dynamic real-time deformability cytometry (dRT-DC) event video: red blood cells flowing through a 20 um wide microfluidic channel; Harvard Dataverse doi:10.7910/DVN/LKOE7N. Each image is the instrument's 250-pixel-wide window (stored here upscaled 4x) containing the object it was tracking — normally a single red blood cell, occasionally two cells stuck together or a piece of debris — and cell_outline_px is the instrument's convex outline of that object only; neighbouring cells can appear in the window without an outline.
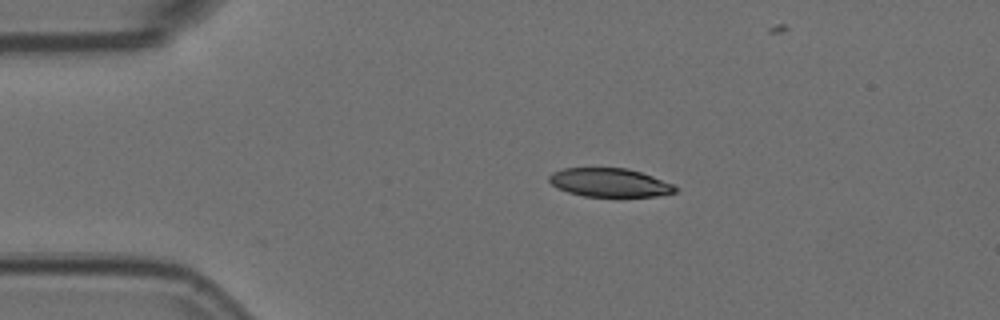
{"species": "Egyptian fruit bat (a non-hibernating species)", "species_latin": "Rousettus aegyptiacus", "temperature_condition": "room temperature", "stored_images_in_passage": 45, "camera_frame_rate_fps": 3000, "um_per_image_px": 0.085, "animal": {"sex": "female"}, "frame": {"image": 1, "passage_image": 1, "time_ms": 0.0, "image_size_px": [1000, 320], "cell_outline_px": [[680, 188], [676, 192], [656, 196], [584, 196], [568, 192], [556, 188], [548, 180], [548, 176], [552, 172], [564, 168], [628, 168], [652, 176], [672, 184]], "centroid_in_image_um": [51.8, 15.51], "position_along_channel_um": 33.2, "area_um2": 20.98}}
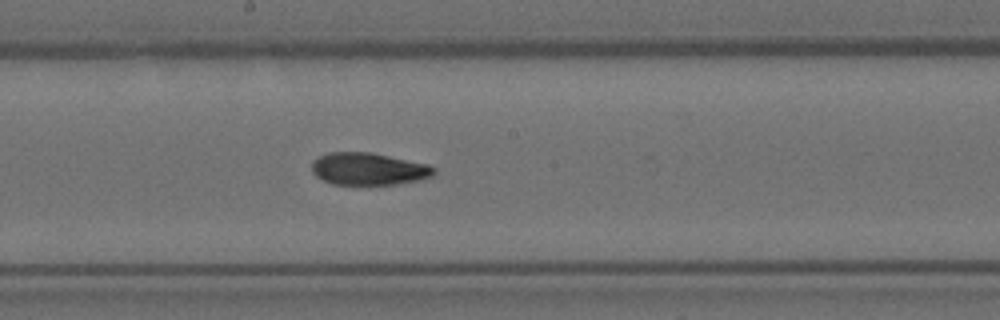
{"frame": {"image": 2, "passage_image": 19, "time_ms": 6.0, "image_size_px": [1000, 320], "cell_outline_px": [[436, 172], [432, 176], [420, 180], [396, 184], [332, 184], [316, 176], [312, 172], [312, 160], [328, 152], [368, 152], [428, 164], [436, 168]], "centroid_in_image_um": [31.32, 14.36], "position_along_channel_um": 216.9, "area_um2": 22.89}}
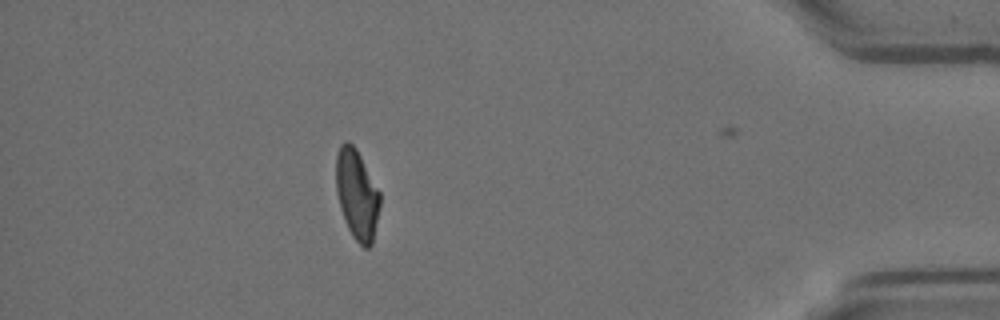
{"frame": {"image": 3, "passage_image": 38, "time_ms": 12.333, "image_size_px": [1000, 320], "cell_outline_px": [[380, 208], [372, 244], [368, 248], [364, 248], [352, 236], [348, 228], [340, 208], [336, 192], [336, 156], [340, 144], [348, 140], [356, 148], [380, 192]], "centroid_in_image_um": [30.33, 16.53], "position_along_channel_um": 404.9, "area_um2": 23.06}, "authors_computed_cell_mechanics": {"area_um2": 23.2934, "velocity_mm_per_s": 3.7565, "shape_relaxation_time_tau1_ms": null, "shape_relaxation_time_tau2_ms": 3.0189, "deformation_change_tau1": null, "deformation_change_tau2": 0.0968}}